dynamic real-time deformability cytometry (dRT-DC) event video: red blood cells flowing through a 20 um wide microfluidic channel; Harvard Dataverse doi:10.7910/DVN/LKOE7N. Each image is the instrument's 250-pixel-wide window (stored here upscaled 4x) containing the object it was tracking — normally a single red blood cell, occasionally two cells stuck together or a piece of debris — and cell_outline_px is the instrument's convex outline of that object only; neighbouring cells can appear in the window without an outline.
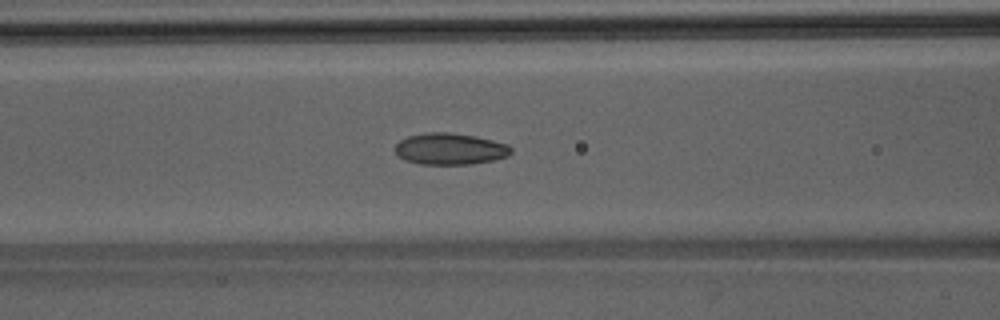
{"species": "Egyptian fruit bat (a non-hibernating species)", "species_latin": "Rousettus aegyptiacus", "temperature_condition": "room temperature", "stored_images_in_passage": 48, "camera_frame_rate_fps": 3000, "um_per_image_px": 0.085, "animal": {"sex": "male"}, "frame": {"image": 1, "passage_image": 20, "time_ms": 6.333, "image_size_px": [1000, 320], "cell_outline_px": [[512, 152], [508, 156], [492, 160], [472, 164], [420, 164], [404, 160], [396, 156], [396, 144], [400, 140], [408, 136], [424, 132], [448, 132], [476, 136], [508, 144], [512, 148]], "centroid_in_image_um": [38.24, 12.65], "position_along_channel_um": 128.4, "area_um2": 21.44}}
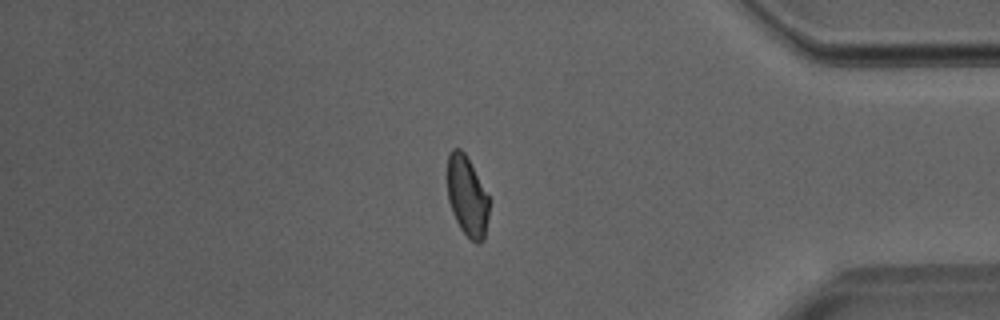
{"frame": {"image": 2, "passage_image": 41, "time_ms": 13.333, "image_size_px": [1000, 320], "cell_outline_px": [[492, 200], [484, 240], [480, 244], [476, 244], [460, 228], [452, 212], [448, 200], [448, 152], [452, 148], [460, 148], [464, 152]], "centroid_in_image_um": [39.75, 16.7], "position_along_channel_um": 395.5, "area_um2": 19.88}}
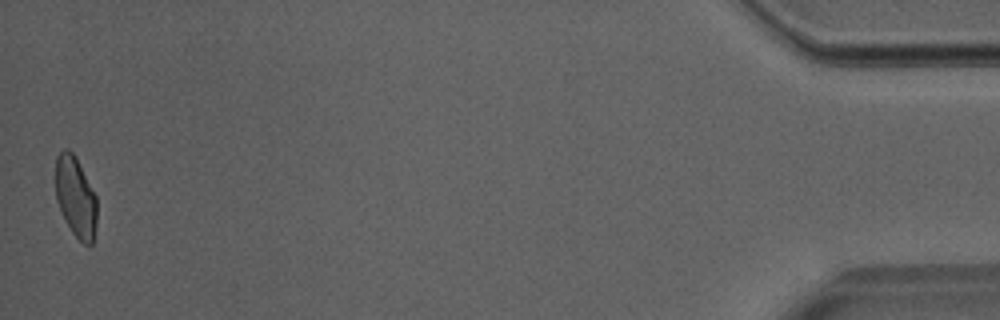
{"frame": {"image": 3, "passage_image": 48, "time_ms": 15.667, "image_size_px": [1000, 320], "cell_outline_px": [[96, 224], [92, 244], [84, 244], [72, 232], [64, 220], [56, 200], [56, 156], [64, 148], [68, 148], [76, 156], [96, 196]], "centroid_in_image_um": [6.42, 16.72], "position_along_channel_um": 428.8, "area_um2": 19.42}}